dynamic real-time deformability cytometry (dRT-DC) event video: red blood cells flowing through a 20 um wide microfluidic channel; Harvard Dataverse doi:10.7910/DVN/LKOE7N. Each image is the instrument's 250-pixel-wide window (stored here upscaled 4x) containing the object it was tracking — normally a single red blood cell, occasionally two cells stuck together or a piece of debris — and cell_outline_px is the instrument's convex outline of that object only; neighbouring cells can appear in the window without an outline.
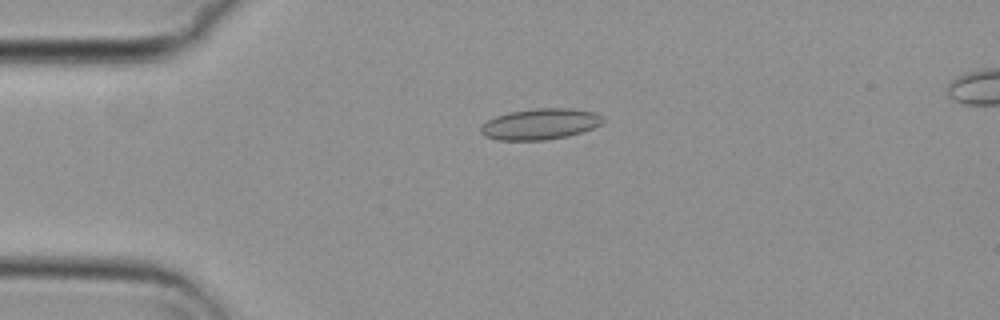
{"species": "common noctule bat (a hibernating species)", "species_latin": "Nyctalus noctula", "temperature_condition": "cold", "stored_images_in_passage": 53, "camera_frame_rate_fps": 3000, "um_per_image_px": 0.085, "animal": {"sex": "female", "body_mass_g": 29.2, "forearm_length_mm": 56.3}, "frame": {"image": 1, "passage_image": 11, "time_ms": 3.333, "image_size_px": [1000, 320], "cell_outline_px": [[604, 120], [600, 124], [592, 128], [568, 136], [544, 140], [500, 140], [484, 136], [480, 132], [480, 128], [488, 120], [496, 116], [508, 112], [536, 108], [572, 108], [596, 112], [604, 116]], "centroid_in_image_um": [45.93, 10.53], "position_along_channel_um": 39.1, "area_um2": 22.08}}
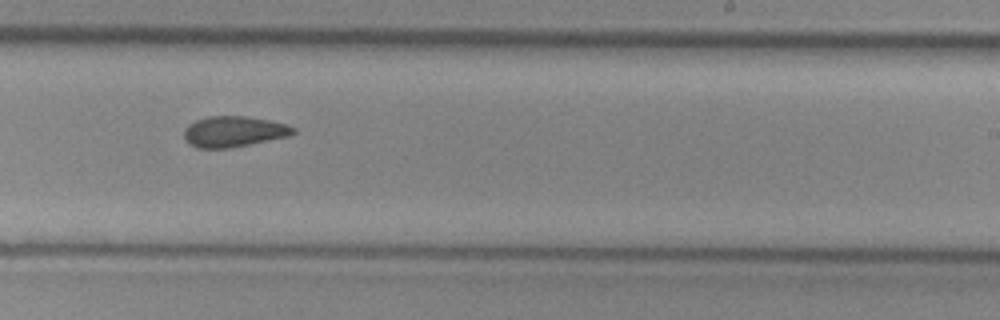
{"frame": {"image": 2, "passage_image": 32, "time_ms": 10.333, "image_size_px": [1000, 320], "cell_outline_px": [[296, 132], [288, 136], [232, 148], [196, 148], [184, 140], [184, 128], [188, 124], [196, 120], [208, 116], [244, 116], [268, 120], [284, 124], [296, 128]], "centroid_in_image_um": [19.83, 11.19], "position_along_channel_um": 269.2, "area_um2": 19.59}}
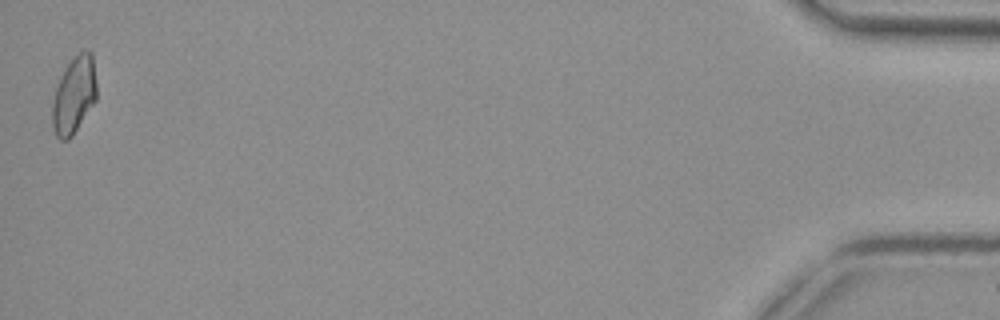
{"frame": {"image": 3, "passage_image": 53, "time_ms": 17.333, "image_size_px": [1000, 320], "cell_outline_px": [[96, 100], [72, 136], [68, 140], [60, 140], [56, 136], [52, 124], [52, 100], [60, 76], [64, 68], [84, 48], [88, 48], [92, 52], [96, 84]], "centroid_in_image_um": [6.29, 8.08], "position_along_channel_um": 428.9, "area_um2": 19.94}, "authors_computed_cell_mechanics": {"area_um2": 19.9988, "velocity_mm_per_s": 3.7111, "shape_relaxation_time_tau1_ms": null, "shape_relaxation_time_tau2_ms": 3.6848, "deformation_change_tau1": null, "deformation_change_tau2": 0.0782}}